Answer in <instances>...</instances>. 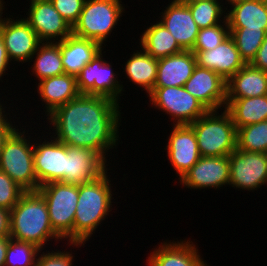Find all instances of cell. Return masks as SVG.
<instances>
[{"label":"cell","instance_id":"obj_1","mask_svg":"<svg viewBox=\"0 0 267 266\" xmlns=\"http://www.w3.org/2000/svg\"><path fill=\"white\" fill-rule=\"evenodd\" d=\"M120 105L109 98L79 94L44 117L47 127L42 128L52 129L49 134L67 146L93 149L112 166L113 160L107 158L122 144L119 131L121 119L126 118Z\"/></svg>","mask_w":267,"mask_h":266},{"label":"cell","instance_id":"obj_2","mask_svg":"<svg viewBox=\"0 0 267 266\" xmlns=\"http://www.w3.org/2000/svg\"><path fill=\"white\" fill-rule=\"evenodd\" d=\"M109 169L94 181L78 184V202L73 225V243L86 244L108 219L116 195ZM113 185V186H112ZM114 189V190H113ZM114 201V202H113ZM113 203V204H112ZM97 230V231H96ZM88 241V242H87Z\"/></svg>","mask_w":267,"mask_h":266},{"label":"cell","instance_id":"obj_3","mask_svg":"<svg viewBox=\"0 0 267 266\" xmlns=\"http://www.w3.org/2000/svg\"><path fill=\"white\" fill-rule=\"evenodd\" d=\"M9 223L11 239L32 243L41 250L49 249L46 246L51 244L49 241L63 242L53 231L47 204L37 191L25 192L20 197L10 210Z\"/></svg>","mask_w":267,"mask_h":266},{"label":"cell","instance_id":"obj_4","mask_svg":"<svg viewBox=\"0 0 267 266\" xmlns=\"http://www.w3.org/2000/svg\"><path fill=\"white\" fill-rule=\"evenodd\" d=\"M21 124L4 142L0 152V170L25 192H35L39 183L34 170L33 124ZM23 125V126H22ZM28 125V126H27ZM25 126V127H24ZM26 127H30L27 128ZM30 131V133H28ZM30 134V135H29Z\"/></svg>","mask_w":267,"mask_h":266},{"label":"cell","instance_id":"obj_5","mask_svg":"<svg viewBox=\"0 0 267 266\" xmlns=\"http://www.w3.org/2000/svg\"><path fill=\"white\" fill-rule=\"evenodd\" d=\"M189 125L196 134L202 157L229 156L237 149V129L225 109L208 111Z\"/></svg>","mask_w":267,"mask_h":266},{"label":"cell","instance_id":"obj_6","mask_svg":"<svg viewBox=\"0 0 267 266\" xmlns=\"http://www.w3.org/2000/svg\"><path fill=\"white\" fill-rule=\"evenodd\" d=\"M121 3L122 0H86L72 34L96 41L105 48L126 11L125 4Z\"/></svg>","mask_w":267,"mask_h":266},{"label":"cell","instance_id":"obj_7","mask_svg":"<svg viewBox=\"0 0 267 266\" xmlns=\"http://www.w3.org/2000/svg\"><path fill=\"white\" fill-rule=\"evenodd\" d=\"M44 198L53 231L73 243V225L78 202V184L50 182L38 188Z\"/></svg>","mask_w":267,"mask_h":266},{"label":"cell","instance_id":"obj_8","mask_svg":"<svg viewBox=\"0 0 267 266\" xmlns=\"http://www.w3.org/2000/svg\"><path fill=\"white\" fill-rule=\"evenodd\" d=\"M104 50L106 48H103L81 69L80 74L76 77L77 89L79 94L101 96L121 104L120 96L126 92L124 81L119 79L120 73L113 70L112 61L104 59L106 55Z\"/></svg>","mask_w":267,"mask_h":266},{"label":"cell","instance_id":"obj_9","mask_svg":"<svg viewBox=\"0 0 267 266\" xmlns=\"http://www.w3.org/2000/svg\"><path fill=\"white\" fill-rule=\"evenodd\" d=\"M148 106L170 117L171 125L190 124L208 112L184 86L154 87L147 95Z\"/></svg>","mask_w":267,"mask_h":266},{"label":"cell","instance_id":"obj_10","mask_svg":"<svg viewBox=\"0 0 267 266\" xmlns=\"http://www.w3.org/2000/svg\"><path fill=\"white\" fill-rule=\"evenodd\" d=\"M39 135V132H35L33 148L34 170L40 187L50 182H61L66 177L67 145L48 132L42 131Z\"/></svg>","mask_w":267,"mask_h":266},{"label":"cell","instance_id":"obj_11","mask_svg":"<svg viewBox=\"0 0 267 266\" xmlns=\"http://www.w3.org/2000/svg\"><path fill=\"white\" fill-rule=\"evenodd\" d=\"M229 164L233 189L254 192L267 185V153L237 148L229 155Z\"/></svg>","mask_w":267,"mask_h":266},{"label":"cell","instance_id":"obj_12","mask_svg":"<svg viewBox=\"0 0 267 266\" xmlns=\"http://www.w3.org/2000/svg\"><path fill=\"white\" fill-rule=\"evenodd\" d=\"M8 16L6 15V19L0 28L8 58L11 64L16 65L18 62L17 68L18 65L21 66L27 62L32 65L30 59L42 42L31 26L23 19V15H16V19L13 18L14 13Z\"/></svg>","mask_w":267,"mask_h":266},{"label":"cell","instance_id":"obj_13","mask_svg":"<svg viewBox=\"0 0 267 266\" xmlns=\"http://www.w3.org/2000/svg\"><path fill=\"white\" fill-rule=\"evenodd\" d=\"M28 5L25 7L28 11L24 10L26 16H23V19L31 26L41 42L57 43L72 34L71 25L60 15L50 0H36Z\"/></svg>","mask_w":267,"mask_h":266},{"label":"cell","instance_id":"obj_14","mask_svg":"<svg viewBox=\"0 0 267 266\" xmlns=\"http://www.w3.org/2000/svg\"><path fill=\"white\" fill-rule=\"evenodd\" d=\"M181 188L190 190H220L230 183L229 156L200 157L179 182ZM222 187V188H221Z\"/></svg>","mask_w":267,"mask_h":266},{"label":"cell","instance_id":"obj_15","mask_svg":"<svg viewBox=\"0 0 267 266\" xmlns=\"http://www.w3.org/2000/svg\"><path fill=\"white\" fill-rule=\"evenodd\" d=\"M164 147L166 158L175 170L178 181L200 159L197 137L189 124L173 125Z\"/></svg>","mask_w":267,"mask_h":266},{"label":"cell","instance_id":"obj_16","mask_svg":"<svg viewBox=\"0 0 267 266\" xmlns=\"http://www.w3.org/2000/svg\"><path fill=\"white\" fill-rule=\"evenodd\" d=\"M226 82L216 72L196 65L184 88L208 111H220L226 106Z\"/></svg>","mask_w":267,"mask_h":266},{"label":"cell","instance_id":"obj_17","mask_svg":"<svg viewBox=\"0 0 267 266\" xmlns=\"http://www.w3.org/2000/svg\"><path fill=\"white\" fill-rule=\"evenodd\" d=\"M165 240L160 242L150 251L146 266H210L200 255L198 243L187 238L175 241Z\"/></svg>","mask_w":267,"mask_h":266},{"label":"cell","instance_id":"obj_18","mask_svg":"<svg viewBox=\"0 0 267 266\" xmlns=\"http://www.w3.org/2000/svg\"><path fill=\"white\" fill-rule=\"evenodd\" d=\"M107 163L93 149L67 146L66 177L61 182L82 184L94 181L109 169Z\"/></svg>","mask_w":267,"mask_h":266},{"label":"cell","instance_id":"obj_19","mask_svg":"<svg viewBox=\"0 0 267 266\" xmlns=\"http://www.w3.org/2000/svg\"><path fill=\"white\" fill-rule=\"evenodd\" d=\"M167 6V7H166ZM159 13L158 21L173 35L183 50H192L199 28L193 20L190 9L178 0H171Z\"/></svg>","mask_w":267,"mask_h":266},{"label":"cell","instance_id":"obj_20","mask_svg":"<svg viewBox=\"0 0 267 266\" xmlns=\"http://www.w3.org/2000/svg\"><path fill=\"white\" fill-rule=\"evenodd\" d=\"M192 52L195 54L198 66L216 72L225 81L246 64L230 35L214 49Z\"/></svg>","mask_w":267,"mask_h":266},{"label":"cell","instance_id":"obj_21","mask_svg":"<svg viewBox=\"0 0 267 266\" xmlns=\"http://www.w3.org/2000/svg\"><path fill=\"white\" fill-rule=\"evenodd\" d=\"M37 83L35 84L37 85L35 90L37 92L34 91V94L37 93V97L40 99L38 102L43 103L44 112L41 115L43 114L45 117L79 95L76 77L72 75L63 74L48 77L37 81Z\"/></svg>","mask_w":267,"mask_h":266},{"label":"cell","instance_id":"obj_22","mask_svg":"<svg viewBox=\"0 0 267 266\" xmlns=\"http://www.w3.org/2000/svg\"><path fill=\"white\" fill-rule=\"evenodd\" d=\"M196 65L195 54L190 50H183L177 54L158 59L154 87L184 86L192 76Z\"/></svg>","mask_w":267,"mask_h":266},{"label":"cell","instance_id":"obj_23","mask_svg":"<svg viewBox=\"0 0 267 266\" xmlns=\"http://www.w3.org/2000/svg\"><path fill=\"white\" fill-rule=\"evenodd\" d=\"M104 47L98 42L71 34L60 41V52L65 74L77 77L81 69Z\"/></svg>","mask_w":267,"mask_h":266},{"label":"cell","instance_id":"obj_24","mask_svg":"<svg viewBox=\"0 0 267 266\" xmlns=\"http://www.w3.org/2000/svg\"><path fill=\"white\" fill-rule=\"evenodd\" d=\"M267 95V72L245 64L226 82V98Z\"/></svg>","mask_w":267,"mask_h":266},{"label":"cell","instance_id":"obj_25","mask_svg":"<svg viewBox=\"0 0 267 266\" xmlns=\"http://www.w3.org/2000/svg\"><path fill=\"white\" fill-rule=\"evenodd\" d=\"M139 50H133V53L130 54V58L126 59L125 65L123 66L122 76L129 79L128 82H131L135 87L142 88V91H145L147 95L154 89L155 81L157 77L158 69V59L149 55L142 48Z\"/></svg>","mask_w":267,"mask_h":266},{"label":"cell","instance_id":"obj_26","mask_svg":"<svg viewBox=\"0 0 267 266\" xmlns=\"http://www.w3.org/2000/svg\"><path fill=\"white\" fill-rule=\"evenodd\" d=\"M229 28H245L267 33V0H244L226 9Z\"/></svg>","mask_w":267,"mask_h":266},{"label":"cell","instance_id":"obj_27","mask_svg":"<svg viewBox=\"0 0 267 266\" xmlns=\"http://www.w3.org/2000/svg\"><path fill=\"white\" fill-rule=\"evenodd\" d=\"M138 39L139 47L156 59L177 54L183 49L178 45L175 38L167 28L156 19L150 25L145 26Z\"/></svg>","mask_w":267,"mask_h":266},{"label":"cell","instance_id":"obj_28","mask_svg":"<svg viewBox=\"0 0 267 266\" xmlns=\"http://www.w3.org/2000/svg\"><path fill=\"white\" fill-rule=\"evenodd\" d=\"M225 110L236 129L267 121V95L251 98H226Z\"/></svg>","mask_w":267,"mask_h":266},{"label":"cell","instance_id":"obj_29","mask_svg":"<svg viewBox=\"0 0 267 266\" xmlns=\"http://www.w3.org/2000/svg\"><path fill=\"white\" fill-rule=\"evenodd\" d=\"M33 61V65L29 67L30 72L37 80L40 81L44 78L59 76L65 74L62 63V55L60 52V42H42L37 51L33 54L30 62Z\"/></svg>","mask_w":267,"mask_h":266},{"label":"cell","instance_id":"obj_30","mask_svg":"<svg viewBox=\"0 0 267 266\" xmlns=\"http://www.w3.org/2000/svg\"><path fill=\"white\" fill-rule=\"evenodd\" d=\"M199 29L226 21V9L219 0H202L187 4Z\"/></svg>","mask_w":267,"mask_h":266},{"label":"cell","instance_id":"obj_31","mask_svg":"<svg viewBox=\"0 0 267 266\" xmlns=\"http://www.w3.org/2000/svg\"><path fill=\"white\" fill-rule=\"evenodd\" d=\"M241 58L250 64L263 43L267 33L263 29L253 30L245 28H229Z\"/></svg>","mask_w":267,"mask_h":266},{"label":"cell","instance_id":"obj_32","mask_svg":"<svg viewBox=\"0 0 267 266\" xmlns=\"http://www.w3.org/2000/svg\"><path fill=\"white\" fill-rule=\"evenodd\" d=\"M267 121L237 129V148L249 152L267 153Z\"/></svg>","mask_w":267,"mask_h":266},{"label":"cell","instance_id":"obj_33","mask_svg":"<svg viewBox=\"0 0 267 266\" xmlns=\"http://www.w3.org/2000/svg\"><path fill=\"white\" fill-rule=\"evenodd\" d=\"M40 250L32 243L10 239L4 266H35Z\"/></svg>","mask_w":267,"mask_h":266},{"label":"cell","instance_id":"obj_34","mask_svg":"<svg viewBox=\"0 0 267 266\" xmlns=\"http://www.w3.org/2000/svg\"><path fill=\"white\" fill-rule=\"evenodd\" d=\"M65 245L70 247V249L67 251L65 248L63 249H55L54 250H46L43 249L39 251L37 259H36V265L35 266H74V258L75 257V251L72 250L74 248L79 247H86L85 244L82 243H65ZM62 250V251H61ZM74 251V252H73ZM74 254V255H73Z\"/></svg>","mask_w":267,"mask_h":266},{"label":"cell","instance_id":"obj_35","mask_svg":"<svg viewBox=\"0 0 267 266\" xmlns=\"http://www.w3.org/2000/svg\"><path fill=\"white\" fill-rule=\"evenodd\" d=\"M230 35L227 21L212 27L199 29L191 51H208L216 48Z\"/></svg>","mask_w":267,"mask_h":266},{"label":"cell","instance_id":"obj_36","mask_svg":"<svg viewBox=\"0 0 267 266\" xmlns=\"http://www.w3.org/2000/svg\"><path fill=\"white\" fill-rule=\"evenodd\" d=\"M25 191L0 170V208L10 211Z\"/></svg>","mask_w":267,"mask_h":266},{"label":"cell","instance_id":"obj_37","mask_svg":"<svg viewBox=\"0 0 267 266\" xmlns=\"http://www.w3.org/2000/svg\"><path fill=\"white\" fill-rule=\"evenodd\" d=\"M60 15L73 27L79 20L86 0H50Z\"/></svg>","mask_w":267,"mask_h":266},{"label":"cell","instance_id":"obj_38","mask_svg":"<svg viewBox=\"0 0 267 266\" xmlns=\"http://www.w3.org/2000/svg\"><path fill=\"white\" fill-rule=\"evenodd\" d=\"M13 105L14 102L12 104V108H10L11 106H9V108H7V110L0 116V152L3 148L4 142L19 127L18 125H21V123L24 122V120L19 122L20 117L17 118L16 115L11 111L14 108Z\"/></svg>","mask_w":267,"mask_h":266},{"label":"cell","instance_id":"obj_39","mask_svg":"<svg viewBox=\"0 0 267 266\" xmlns=\"http://www.w3.org/2000/svg\"><path fill=\"white\" fill-rule=\"evenodd\" d=\"M11 61L9 60L8 58V55H7V52H6V48L4 46V41H3V38L0 34V82L3 83L4 81V76L6 77V75H8L7 77H9V69L11 68L10 66L14 65V64H11ZM7 72V73H6ZM0 83V85H2ZM3 87L0 86V90L1 88Z\"/></svg>","mask_w":267,"mask_h":266},{"label":"cell","instance_id":"obj_40","mask_svg":"<svg viewBox=\"0 0 267 266\" xmlns=\"http://www.w3.org/2000/svg\"><path fill=\"white\" fill-rule=\"evenodd\" d=\"M253 67L267 72V35L261 44L256 57L250 63Z\"/></svg>","mask_w":267,"mask_h":266},{"label":"cell","instance_id":"obj_41","mask_svg":"<svg viewBox=\"0 0 267 266\" xmlns=\"http://www.w3.org/2000/svg\"><path fill=\"white\" fill-rule=\"evenodd\" d=\"M10 211L0 208V237L10 235Z\"/></svg>","mask_w":267,"mask_h":266},{"label":"cell","instance_id":"obj_42","mask_svg":"<svg viewBox=\"0 0 267 266\" xmlns=\"http://www.w3.org/2000/svg\"><path fill=\"white\" fill-rule=\"evenodd\" d=\"M10 239V236L0 237V266L5 265L6 252Z\"/></svg>","mask_w":267,"mask_h":266},{"label":"cell","instance_id":"obj_43","mask_svg":"<svg viewBox=\"0 0 267 266\" xmlns=\"http://www.w3.org/2000/svg\"><path fill=\"white\" fill-rule=\"evenodd\" d=\"M6 4V1L4 0H0V28L2 27V24L4 23L6 17V15H8L5 11L7 10V6L5 5ZM6 6V8H5ZM6 9V10H5ZM5 13V14H4ZM4 14V15H3ZM4 17V18H3Z\"/></svg>","mask_w":267,"mask_h":266},{"label":"cell","instance_id":"obj_44","mask_svg":"<svg viewBox=\"0 0 267 266\" xmlns=\"http://www.w3.org/2000/svg\"><path fill=\"white\" fill-rule=\"evenodd\" d=\"M2 94L0 93V96H1ZM4 96H1V98H0V116L7 110L6 108H9V105H12L13 104V102L12 103H9V104H7V101L5 100L4 101V99H3V101H2V98H3ZM4 102V103H3ZM7 104V105H6ZM8 106V107H7Z\"/></svg>","mask_w":267,"mask_h":266},{"label":"cell","instance_id":"obj_45","mask_svg":"<svg viewBox=\"0 0 267 266\" xmlns=\"http://www.w3.org/2000/svg\"><path fill=\"white\" fill-rule=\"evenodd\" d=\"M219 1L222 3V5H223V7L225 9H228L230 6H232V5L236 4V3L242 2L244 0H225V2H223L224 0H219Z\"/></svg>","mask_w":267,"mask_h":266},{"label":"cell","instance_id":"obj_46","mask_svg":"<svg viewBox=\"0 0 267 266\" xmlns=\"http://www.w3.org/2000/svg\"><path fill=\"white\" fill-rule=\"evenodd\" d=\"M180 3H183V4H190V3H193V2H196V1H202V0H178Z\"/></svg>","mask_w":267,"mask_h":266}]
</instances>
